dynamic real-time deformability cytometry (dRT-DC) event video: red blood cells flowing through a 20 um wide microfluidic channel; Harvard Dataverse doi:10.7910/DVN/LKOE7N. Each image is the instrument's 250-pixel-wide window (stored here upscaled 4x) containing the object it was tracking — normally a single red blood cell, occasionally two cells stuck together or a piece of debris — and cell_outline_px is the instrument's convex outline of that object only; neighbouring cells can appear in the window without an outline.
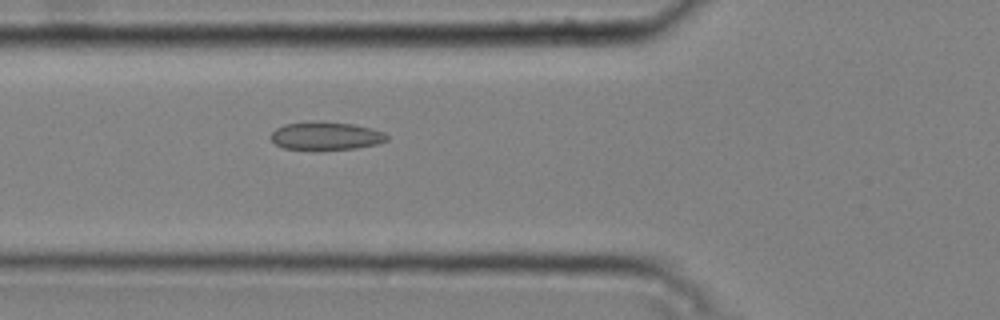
{"species": "common noctule bat (a hibernating species)", "species_latin": "Nyctalus noctula", "temperature_condition": "cold", "stored_images_in_passage": 6, "camera_frame_rate_fps": 3000, "um_per_image_px": 0.085, "animal": {"sex": "male", "body_mass_g": 20.4}, "frame": {"image": 1, "passage_image": 6, "time_ms": 1.667, "image_size_px": [1000, 320], "cell_outline_px": [[388, 140], [376, 144], [356, 148], [284, 148], [276, 144], [272, 140], [272, 132], [276, 128], [284, 124], [316, 120], [320, 120], [352, 124], [372, 128], [384, 132], [388, 136]], "centroid_in_image_um": [27.72, 11.51], "position_along_channel_um": 98.1, "area_um2": 18.67}}